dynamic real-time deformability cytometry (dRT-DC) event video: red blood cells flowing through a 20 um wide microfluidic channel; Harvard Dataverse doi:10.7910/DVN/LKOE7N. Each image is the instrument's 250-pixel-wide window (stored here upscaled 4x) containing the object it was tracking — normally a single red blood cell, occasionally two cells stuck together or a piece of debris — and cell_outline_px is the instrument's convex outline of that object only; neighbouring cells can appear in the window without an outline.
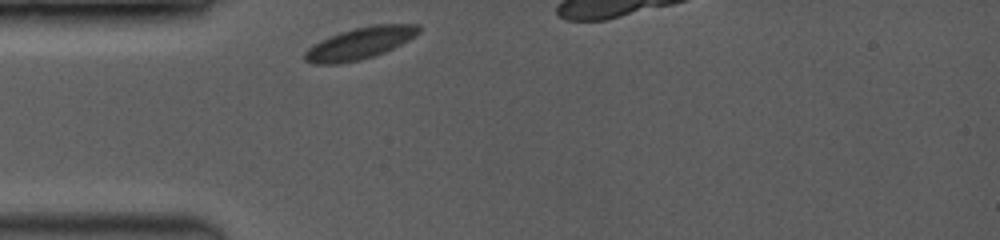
{"species": "common noctule bat (a hibernating species)", "species_latin": "Nyctalus noctula", "temperature_condition": "room temperature", "stored_images_in_passage": 34, "camera_frame_rate_fps": 3500, "um_per_image_px": 0.085, "animal": {"sex": "female", "body_mass_g": 19.0, "forearm_length_mm": 53.3}, "frame": {"image": 1, "passage_image": 1, "time_ms": 0.0, "image_size_px": [1000, 240], "cell_outline_px": [[420, 32], [408, 40], [384, 52], [360, 60], [336, 64], [312, 64], [304, 60], [304, 52], [312, 44], [320, 40], [340, 32], [372, 24], [420, 24]], "centroid_in_image_um": [30.56, 3.68], "position_along_channel_um": 54.4, "area_um2": 21.04}}
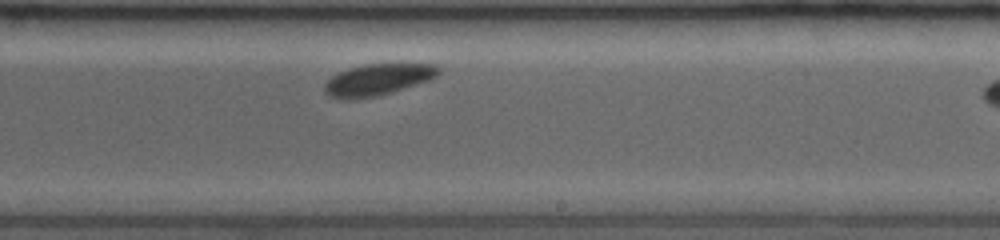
{"frame": {"image": 2, "passage_image": 20, "time_ms": 5.429, "image_size_px": [1000, 240], "cell_outline_px": [[440, 72], [436, 76], [428, 80], [392, 92], [376, 96], [348, 100], [328, 96], [324, 92], [324, 84], [332, 76], [348, 68], [364, 64], [436, 64], [440, 68]], "centroid_in_image_um": [32.08, 6.77], "position_along_channel_um": 256.9, "area_um2": 20.81}}
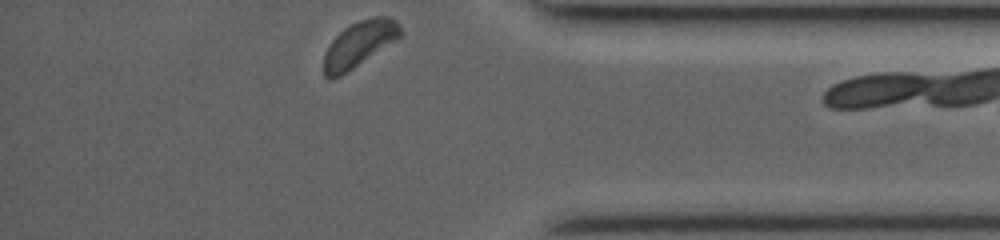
{"frame": {"image": 3, "passage_image": 34, "time_ms": 9.429, "image_size_px": [1000, 240], "cell_outline_px": [[404, 32], [396, 40], [340, 76], [324, 76], [324, 52], [332, 40], [344, 28], [360, 20], [372, 16], [388, 16], [396, 20], [400, 24]], "centroid_in_image_um": [30.57, 3.69], "position_along_channel_um": 404.6, "area_um2": 20.06}}